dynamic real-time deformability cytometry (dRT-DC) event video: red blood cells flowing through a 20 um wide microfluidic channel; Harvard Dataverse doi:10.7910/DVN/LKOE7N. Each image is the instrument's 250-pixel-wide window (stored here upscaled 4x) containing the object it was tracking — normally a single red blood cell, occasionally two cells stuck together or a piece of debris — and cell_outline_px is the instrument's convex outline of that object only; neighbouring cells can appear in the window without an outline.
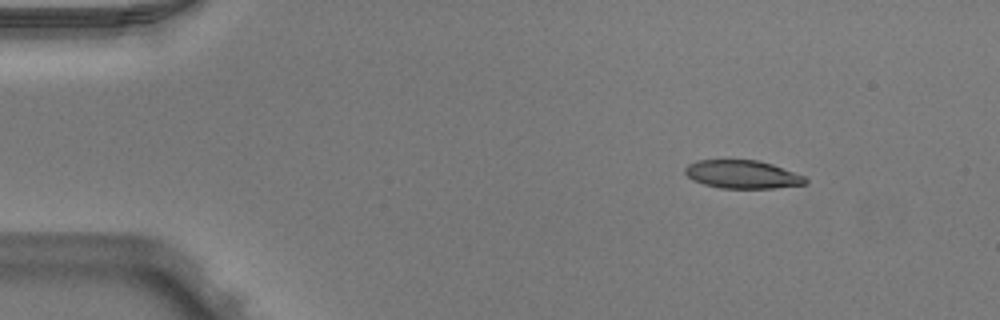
{"species": "Egyptian fruit bat (a non-hibernating species)", "species_latin": "Rousettus aegyptiacus", "temperature_condition": "warm", "stored_images_in_passage": 45, "camera_frame_rate_fps": 3000, "um_per_image_px": 0.085, "animal": {"sex": "male"}, "frame": {"image": 1, "passage_image": 1, "time_ms": 0.0, "image_size_px": [1000, 320], "cell_outline_px": [[808, 184], [776, 188], [720, 188], [704, 184], [692, 180], [684, 172], [684, 168], [688, 164], [696, 160], [756, 160], [772, 164], [804, 176], [808, 180]], "centroid_in_image_um": [63.1, 14.83], "position_along_channel_um": 21.9, "area_um2": 19.83}}
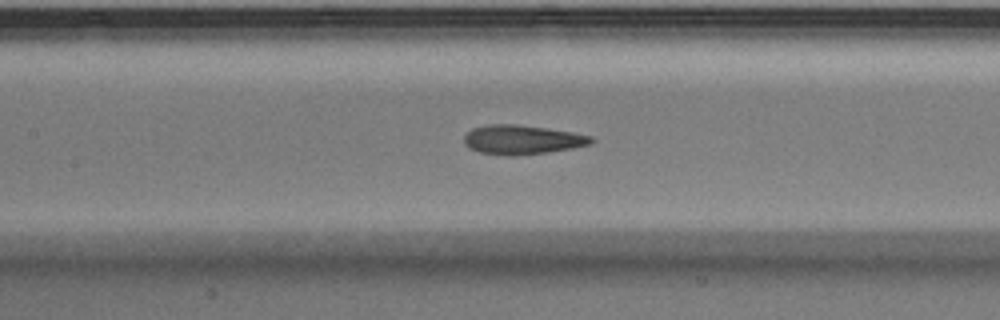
{"frame": {"image": 2, "passage_image": 18, "time_ms": 5.667, "image_size_px": [1000, 320], "cell_outline_px": [[596, 140], [592, 144], [572, 148], [548, 152], [512, 156], [504, 156], [480, 152], [468, 148], [464, 144], [464, 136], [472, 128], [488, 124], [516, 124], [572, 132], [592, 136]], "centroid_in_image_um": [44.37, 11.88], "position_along_channel_um": 163.0, "area_um2": 21.79}}
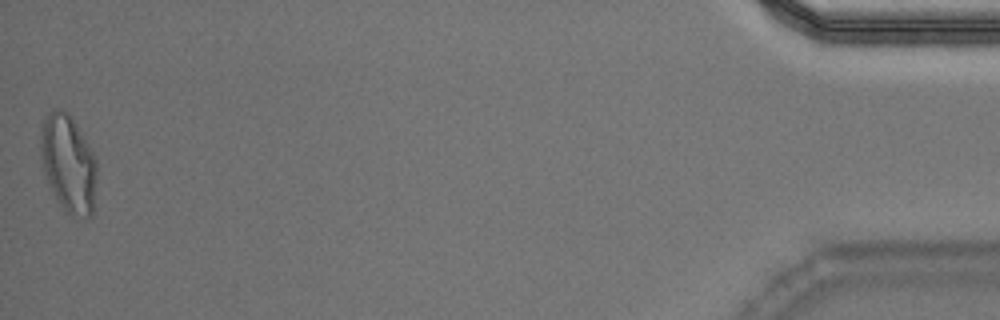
{"frame": {"image": 3, "passage_image": 45, "time_ms": 14.667, "image_size_px": [1000, 320], "cell_outline_px": [[96, 180], [92, 216], [84, 216], [68, 212], [60, 204], [44, 172], [40, 156], [40, 124], [44, 116], [52, 108], [60, 108], [68, 112], [76, 124], [92, 152], [96, 160]], "centroid_in_image_um": [5.78, 13.8], "position_along_channel_um": 429.4, "area_um2": 31.62}, "authors_computed_cell_mechanics": {"area_um2": 21.6172, "velocity_mm_per_s": 3.9769, "shape_relaxation_time_tau1_ms": 4.1139, "shape_relaxation_time_tau2_ms": 1.5077, "deformation_change_tau1": 0.1913, "deformation_change_tau2": 0.1038}}